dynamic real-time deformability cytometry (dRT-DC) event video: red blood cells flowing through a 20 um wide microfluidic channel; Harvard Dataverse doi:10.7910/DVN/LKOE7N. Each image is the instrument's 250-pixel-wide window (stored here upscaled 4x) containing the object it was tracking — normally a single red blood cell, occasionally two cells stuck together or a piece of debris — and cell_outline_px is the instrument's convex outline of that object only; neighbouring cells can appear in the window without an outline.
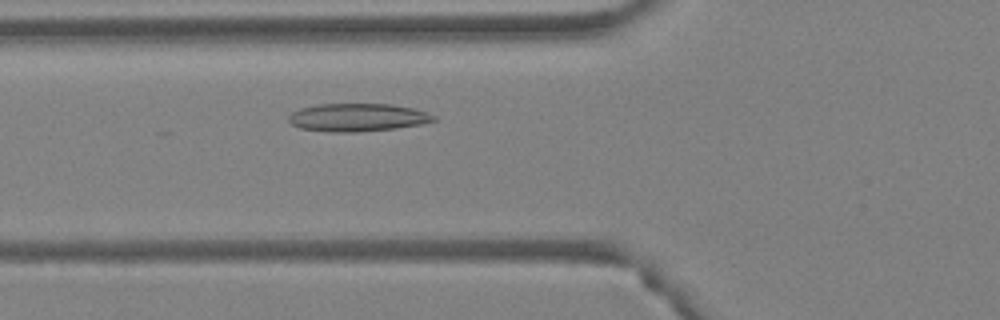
{"species": "Egyptian fruit bat (a non-hibernating species)", "species_latin": "Rousettus aegyptiacus", "temperature_condition": "warm", "stored_images_in_passage": 42, "camera_frame_rate_fps": 3000, "um_per_image_px": 0.085, "animal": {"sex": "female"}, "frame": {"image": 1, "passage_image": 10, "time_ms": 3.0, "image_size_px": [1000, 320], "cell_outline_px": [[436, 120], [420, 124], [396, 128], [360, 132], [332, 132], [300, 128], [292, 124], [288, 120], [288, 116], [292, 112], [300, 108], [320, 104], [392, 104], [412, 108], [428, 112], [436, 116]], "centroid_in_image_um": [30.4, 9.98], "position_along_channel_um": 95.4, "area_um2": 23.64}}
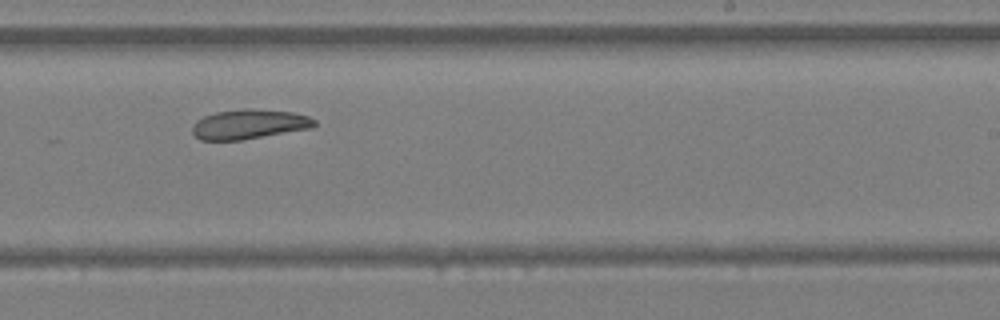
{"frame": {"image": 2, "passage_image": 23, "time_ms": 7.333, "image_size_px": [1000, 320], "cell_outline_px": [[316, 124], [312, 128], [244, 140], [200, 140], [192, 132], [192, 124], [196, 120], [204, 116], [216, 112], [244, 108], [252, 108], [292, 112], [308, 116], [316, 120]], "centroid_in_image_um": [21.17, 10.56], "position_along_channel_um": 267.8, "area_um2": 21.33}}
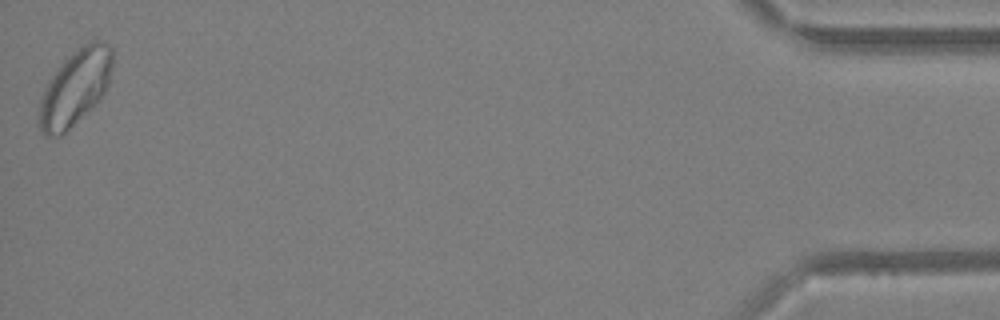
{"frame": {"image": 3, "passage_image": 42, "time_ms": 13.667, "image_size_px": [1000, 320], "cell_outline_px": [[112, 68], [108, 84], [104, 92], [60, 136], [44, 136], [36, 120], [36, 112], [40, 96], [48, 80], [56, 68], [72, 52], [84, 44], [92, 40], [104, 40], [112, 48]], "centroid_in_image_um": [6.32, 7.41], "position_along_channel_um": 428.9, "area_um2": 32.19}}